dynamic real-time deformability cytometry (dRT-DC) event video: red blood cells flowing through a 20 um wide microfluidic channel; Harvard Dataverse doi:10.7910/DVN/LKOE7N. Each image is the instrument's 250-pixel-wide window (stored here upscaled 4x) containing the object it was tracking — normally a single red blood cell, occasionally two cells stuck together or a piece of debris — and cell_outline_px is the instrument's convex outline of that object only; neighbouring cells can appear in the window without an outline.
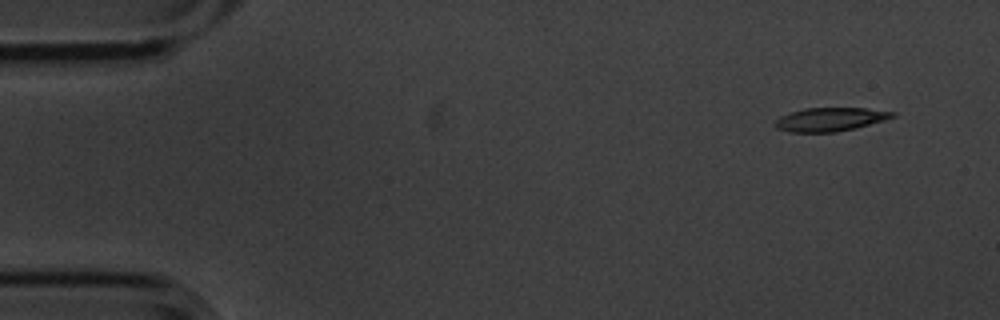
{"species": "common noctule bat (a hibernating species)", "species_latin": "Nyctalus noctula", "temperature_condition": "cold", "stored_images_in_passage": 6, "camera_frame_rate_fps": 3000, "um_per_image_px": 0.085, "animal": {"sex": "male", "body_mass_g": 20.1, "forearm_length_mm": 53.5}, "frame": {"image": 1, "passage_image": 1, "time_ms": 0.0, "image_size_px": [1000, 320], "cell_outline_px": [[896, 116], [884, 120], [856, 128], [836, 132], [788, 132], [776, 128], [776, 120], [780, 116], [788, 112], [804, 108], [864, 108], [896, 112]], "centroid_in_image_um": [70.55, 10.14], "position_along_channel_um": 14.4, "area_um2": 16.18}}
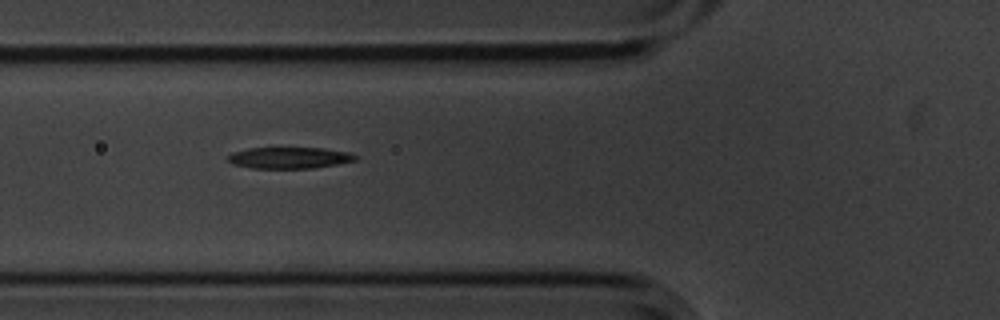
{"frame": {"image": 2, "passage_image": 5, "time_ms": 1.333, "image_size_px": [1000, 320], "cell_outline_px": [[356, 160], [336, 164], [312, 168], [252, 168], [232, 164], [228, 160], [228, 156], [232, 152], [248, 148], [324, 148], [348, 152], [356, 156]], "centroid_in_image_um": [24.56, 13.41], "position_along_channel_um": 101.2, "area_um2": 15.72}}
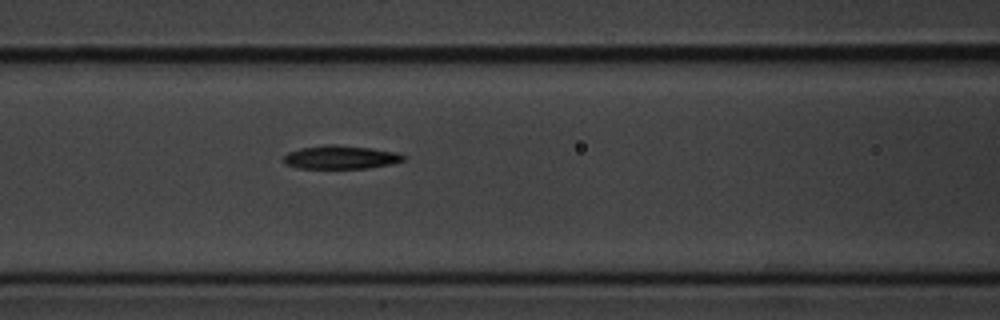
{"frame": {"image": 3, "passage_image": 6, "time_ms": 1.667, "image_size_px": [1000, 320], "cell_outline_px": [[408, 156], [404, 160], [388, 164], [368, 168], [296, 168], [284, 164], [284, 156], [288, 152], [300, 148], [324, 144], [336, 144], [372, 148], [396, 152]], "centroid_in_image_um": [28.94, 13.35], "position_along_channel_um": 137.7, "area_um2": 16.47}}